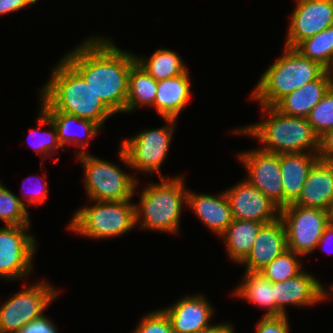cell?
Segmentation results:
<instances>
[{"mask_svg":"<svg viewBox=\"0 0 333 333\" xmlns=\"http://www.w3.org/2000/svg\"><path fill=\"white\" fill-rule=\"evenodd\" d=\"M112 42L110 38L92 36L63 58L114 114L125 113L129 74L137 62L136 54L126 52Z\"/></svg>","mask_w":333,"mask_h":333,"instance_id":"6da1fadb","label":"cell"},{"mask_svg":"<svg viewBox=\"0 0 333 333\" xmlns=\"http://www.w3.org/2000/svg\"><path fill=\"white\" fill-rule=\"evenodd\" d=\"M52 68L49 81L39 91L43 112H64L90 120L100 128L114 115L86 80L64 59Z\"/></svg>","mask_w":333,"mask_h":333,"instance_id":"7a4b0ae2","label":"cell"},{"mask_svg":"<svg viewBox=\"0 0 333 333\" xmlns=\"http://www.w3.org/2000/svg\"><path fill=\"white\" fill-rule=\"evenodd\" d=\"M267 115L261 122L233 130L263 143L260 149L277 154L318 153L320 137L304 117L281 114L273 106H261ZM309 150V151H308Z\"/></svg>","mask_w":333,"mask_h":333,"instance_id":"3957f363","label":"cell"},{"mask_svg":"<svg viewBox=\"0 0 333 333\" xmlns=\"http://www.w3.org/2000/svg\"><path fill=\"white\" fill-rule=\"evenodd\" d=\"M184 181V176L180 175L164 177L161 183L144 187L139 193V204H135V225L145 230L178 234L181 211L187 203Z\"/></svg>","mask_w":333,"mask_h":333,"instance_id":"277c9868","label":"cell"},{"mask_svg":"<svg viewBox=\"0 0 333 333\" xmlns=\"http://www.w3.org/2000/svg\"><path fill=\"white\" fill-rule=\"evenodd\" d=\"M284 53L260 77L251 100L260 106H274L285 95L318 79L326 69L304 57L295 48L284 47Z\"/></svg>","mask_w":333,"mask_h":333,"instance_id":"5b68a950","label":"cell"},{"mask_svg":"<svg viewBox=\"0 0 333 333\" xmlns=\"http://www.w3.org/2000/svg\"><path fill=\"white\" fill-rule=\"evenodd\" d=\"M130 201H93L94 205L85 206L74 213L67 228L94 239L125 234L136 226L135 204Z\"/></svg>","mask_w":333,"mask_h":333,"instance_id":"8992f818","label":"cell"},{"mask_svg":"<svg viewBox=\"0 0 333 333\" xmlns=\"http://www.w3.org/2000/svg\"><path fill=\"white\" fill-rule=\"evenodd\" d=\"M81 150L77 156L84 167V188L91 201L132 200L138 179L117 165Z\"/></svg>","mask_w":333,"mask_h":333,"instance_id":"52a82bcc","label":"cell"},{"mask_svg":"<svg viewBox=\"0 0 333 333\" xmlns=\"http://www.w3.org/2000/svg\"><path fill=\"white\" fill-rule=\"evenodd\" d=\"M164 120L167 123L165 127L143 130L122 140L118 156L127 166L140 173H158L159 178H164L160 167L168 155L177 121L171 118Z\"/></svg>","mask_w":333,"mask_h":333,"instance_id":"ba28073f","label":"cell"},{"mask_svg":"<svg viewBox=\"0 0 333 333\" xmlns=\"http://www.w3.org/2000/svg\"><path fill=\"white\" fill-rule=\"evenodd\" d=\"M44 281L26 287L0 305V333H17L44 316L43 312L59 294V290Z\"/></svg>","mask_w":333,"mask_h":333,"instance_id":"9c48e42d","label":"cell"},{"mask_svg":"<svg viewBox=\"0 0 333 333\" xmlns=\"http://www.w3.org/2000/svg\"><path fill=\"white\" fill-rule=\"evenodd\" d=\"M280 219L286 230L287 249L301 257L317 249L325 228L330 224L327 210L293 203L281 209Z\"/></svg>","mask_w":333,"mask_h":333,"instance_id":"30bf717a","label":"cell"},{"mask_svg":"<svg viewBox=\"0 0 333 333\" xmlns=\"http://www.w3.org/2000/svg\"><path fill=\"white\" fill-rule=\"evenodd\" d=\"M30 225L0 227V277L6 280L25 278L32 272L36 252ZM30 234V235H29Z\"/></svg>","mask_w":333,"mask_h":333,"instance_id":"8fae6325","label":"cell"},{"mask_svg":"<svg viewBox=\"0 0 333 333\" xmlns=\"http://www.w3.org/2000/svg\"><path fill=\"white\" fill-rule=\"evenodd\" d=\"M248 172L247 181L258 188L280 209L284 208V188L280 171V154L260 148L238 153Z\"/></svg>","mask_w":333,"mask_h":333,"instance_id":"7c38bea8","label":"cell"},{"mask_svg":"<svg viewBox=\"0 0 333 333\" xmlns=\"http://www.w3.org/2000/svg\"><path fill=\"white\" fill-rule=\"evenodd\" d=\"M285 45L296 48L302 41L333 25V0H296Z\"/></svg>","mask_w":333,"mask_h":333,"instance_id":"4fadbf2b","label":"cell"},{"mask_svg":"<svg viewBox=\"0 0 333 333\" xmlns=\"http://www.w3.org/2000/svg\"><path fill=\"white\" fill-rule=\"evenodd\" d=\"M237 220L268 224L280 218L281 209L246 179L225 190Z\"/></svg>","mask_w":333,"mask_h":333,"instance_id":"5bb4252c","label":"cell"},{"mask_svg":"<svg viewBox=\"0 0 333 333\" xmlns=\"http://www.w3.org/2000/svg\"><path fill=\"white\" fill-rule=\"evenodd\" d=\"M211 305L204 296L193 294L162 310L174 333H207L215 327L209 322L214 315Z\"/></svg>","mask_w":333,"mask_h":333,"instance_id":"9a60e30c","label":"cell"},{"mask_svg":"<svg viewBox=\"0 0 333 333\" xmlns=\"http://www.w3.org/2000/svg\"><path fill=\"white\" fill-rule=\"evenodd\" d=\"M272 286L276 308L283 315H287L286 305L308 307L327 298L326 288L313 274L311 275L306 271L283 282H272Z\"/></svg>","mask_w":333,"mask_h":333,"instance_id":"2e32d148","label":"cell"},{"mask_svg":"<svg viewBox=\"0 0 333 333\" xmlns=\"http://www.w3.org/2000/svg\"><path fill=\"white\" fill-rule=\"evenodd\" d=\"M286 250V230L279 218L261 227L250 252L240 264H245V271L259 272Z\"/></svg>","mask_w":333,"mask_h":333,"instance_id":"e0dca14e","label":"cell"},{"mask_svg":"<svg viewBox=\"0 0 333 333\" xmlns=\"http://www.w3.org/2000/svg\"><path fill=\"white\" fill-rule=\"evenodd\" d=\"M186 204L217 236H221L234 220L225 191L215 196L188 191Z\"/></svg>","mask_w":333,"mask_h":333,"instance_id":"ac0fdd59","label":"cell"},{"mask_svg":"<svg viewBox=\"0 0 333 333\" xmlns=\"http://www.w3.org/2000/svg\"><path fill=\"white\" fill-rule=\"evenodd\" d=\"M332 85L330 71L326 70L318 79L285 95L273 107L286 116L307 118Z\"/></svg>","mask_w":333,"mask_h":333,"instance_id":"d6986e66","label":"cell"},{"mask_svg":"<svg viewBox=\"0 0 333 333\" xmlns=\"http://www.w3.org/2000/svg\"><path fill=\"white\" fill-rule=\"evenodd\" d=\"M333 200V163L318 160L311 168L298 199L302 207L329 210Z\"/></svg>","mask_w":333,"mask_h":333,"instance_id":"ffe728a7","label":"cell"},{"mask_svg":"<svg viewBox=\"0 0 333 333\" xmlns=\"http://www.w3.org/2000/svg\"><path fill=\"white\" fill-rule=\"evenodd\" d=\"M188 71L179 76L157 81L154 108L163 119L177 120L178 115L190 101L192 95Z\"/></svg>","mask_w":333,"mask_h":333,"instance_id":"44dd1931","label":"cell"},{"mask_svg":"<svg viewBox=\"0 0 333 333\" xmlns=\"http://www.w3.org/2000/svg\"><path fill=\"white\" fill-rule=\"evenodd\" d=\"M318 160V153L280 154L284 207L298 199L311 168Z\"/></svg>","mask_w":333,"mask_h":333,"instance_id":"7402d4cb","label":"cell"},{"mask_svg":"<svg viewBox=\"0 0 333 333\" xmlns=\"http://www.w3.org/2000/svg\"><path fill=\"white\" fill-rule=\"evenodd\" d=\"M242 281L233 292L235 296L259 307H265L267 312L263 316L283 315L276 308L274 288L270 280L260 272L245 271Z\"/></svg>","mask_w":333,"mask_h":333,"instance_id":"603a6c76","label":"cell"},{"mask_svg":"<svg viewBox=\"0 0 333 333\" xmlns=\"http://www.w3.org/2000/svg\"><path fill=\"white\" fill-rule=\"evenodd\" d=\"M44 113L50 118L56 128L58 141L62 146V149H64L66 144L76 145L82 149L88 148L87 146H89V141L93 139V137H95L101 129L96 123L90 120L78 118L75 115L64 112ZM73 125H76L79 128V131H81L86 138L84 136L83 138L79 136L78 132L75 133Z\"/></svg>","mask_w":333,"mask_h":333,"instance_id":"cb8c5ba5","label":"cell"},{"mask_svg":"<svg viewBox=\"0 0 333 333\" xmlns=\"http://www.w3.org/2000/svg\"><path fill=\"white\" fill-rule=\"evenodd\" d=\"M264 223L251 220H237L227 227L221 235L225 241L228 255L235 263H241L250 252L257 234Z\"/></svg>","mask_w":333,"mask_h":333,"instance_id":"d4e9b609","label":"cell"},{"mask_svg":"<svg viewBox=\"0 0 333 333\" xmlns=\"http://www.w3.org/2000/svg\"><path fill=\"white\" fill-rule=\"evenodd\" d=\"M157 92V81L137 62L131 67L125 113L139 106H153Z\"/></svg>","mask_w":333,"mask_h":333,"instance_id":"484cf974","label":"cell"},{"mask_svg":"<svg viewBox=\"0 0 333 333\" xmlns=\"http://www.w3.org/2000/svg\"><path fill=\"white\" fill-rule=\"evenodd\" d=\"M136 61L156 81L179 76L188 70L177 53L165 48L156 50L149 59L136 56Z\"/></svg>","mask_w":333,"mask_h":333,"instance_id":"4316f807","label":"cell"},{"mask_svg":"<svg viewBox=\"0 0 333 333\" xmlns=\"http://www.w3.org/2000/svg\"><path fill=\"white\" fill-rule=\"evenodd\" d=\"M295 49L329 71L333 66V25L302 41Z\"/></svg>","mask_w":333,"mask_h":333,"instance_id":"83f0119b","label":"cell"},{"mask_svg":"<svg viewBox=\"0 0 333 333\" xmlns=\"http://www.w3.org/2000/svg\"><path fill=\"white\" fill-rule=\"evenodd\" d=\"M26 207L23 199L2 185L0 180V220L9 226L30 225Z\"/></svg>","mask_w":333,"mask_h":333,"instance_id":"f1b7e54d","label":"cell"},{"mask_svg":"<svg viewBox=\"0 0 333 333\" xmlns=\"http://www.w3.org/2000/svg\"><path fill=\"white\" fill-rule=\"evenodd\" d=\"M298 256L301 255L287 249L259 272L271 282H283L296 277L303 272Z\"/></svg>","mask_w":333,"mask_h":333,"instance_id":"f546056e","label":"cell"},{"mask_svg":"<svg viewBox=\"0 0 333 333\" xmlns=\"http://www.w3.org/2000/svg\"><path fill=\"white\" fill-rule=\"evenodd\" d=\"M38 122L39 127L37 129L30 130L29 136L32 137L30 138L33 140L35 138L36 140H34V143L32 142L30 144H32V147L34 148L36 154L40 156L43 155V159H45L47 156H51V154L54 155L56 149H61L62 146L58 141L57 131L53 122L41 109L39 111ZM47 125L51 128L50 131H41V126L43 127Z\"/></svg>","mask_w":333,"mask_h":333,"instance_id":"4dcf8cb0","label":"cell"},{"mask_svg":"<svg viewBox=\"0 0 333 333\" xmlns=\"http://www.w3.org/2000/svg\"><path fill=\"white\" fill-rule=\"evenodd\" d=\"M307 119L319 137L333 129V85L313 107Z\"/></svg>","mask_w":333,"mask_h":333,"instance_id":"1f68e13d","label":"cell"},{"mask_svg":"<svg viewBox=\"0 0 333 333\" xmlns=\"http://www.w3.org/2000/svg\"><path fill=\"white\" fill-rule=\"evenodd\" d=\"M132 333H174L169 318L162 309L145 315Z\"/></svg>","mask_w":333,"mask_h":333,"instance_id":"d6a6232c","label":"cell"},{"mask_svg":"<svg viewBox=\"0 0 333 333\" xmlns=\"http://www.w3.org/2000/svg\"><path fill=\"white\" fill-rule=\"evenodd\" d=\"M256 333H289L287 315L263 316L256 324Z\"/></svg>","mask_w":333,"mask_h":333,"instance_id":"836d02e7","label":"cell"},{"mask_svg":"<svg viewBox=\"0 0 333 333\" xmlns=\"http://www.w3.org/2000/svg\"><path fill=\"white\" fill-rule=\"evenodd\" d=\"M17 333H59L56 326L45 315L32 321Z\"/></svg>","mask_w":333,"mask_h":333,"instance_id":"e575fe53","label":"cell"},{"mask_svg":"<svg viewBox=\"0 0 333 333\" xmlns=\"http://www.w3.org/2000/svg\"><path fill=\"white\" fill-rule=\"evenodd\" d=\"M318 156L322 161L333 163V129L320 137Z\"/></svg>","mask_w":333,"mask_h":333,"instance_id":"d590c367","label":"cell"},{"mask_svg":"<svg viewBox=\"0 0 333 333\" xmlns=\"http://www.w3.org/2000/svg\"><path fill=\"white\" fill-rule=\"evenodd\" d=\"M31 178H29L30 180ZM42 182L38 183L37 186H35V188L33 187V192L30 191V192H26L25 195H27L26 198H24L25 200H27L29 203H27L28 207L30 206V204L32 205H36V204H44L47 197H48V190H49V186L47 184V181L45 182V180H41ZM36 183V182H35ZM25 193V192H24Z\"/></svg>","mask_w":333,"mask_h":333,"instance_id":"8d00e7d4","label":"cell"},{"mask_svg":"<svg viewBox=\"0 0 333 333\" xmlns=\"http://www.w3.org/2000/svg\"><path fill=\"white\" fill-rule=\"evenodd\" d=\"M36 2L37 0H0V15L15 12L24 7L28 8V5Z\"/></svg>","mask_w":333,"mask_h":333,"instance_id":"74e56055","label":"cell"},{"mask_svg":"<svg viewBox=\"0 0 333 333\" xmlns=\"http://www.w3.org/2000/svg\"><path fill=\"white\" fill-rule=\"evenodd\" d=\"M333 243V223H330L324 230V233L322 234L319 243L317 244V247H321L322 250H326L324 246L330 248V245ZM327 244V245H326ZM332 246V245H331ZM329 251V253H332L333 250H326Z\"/></svg>","mask_w":333,"mask_h":333,"instance_id":"f35d334b","label":"cell"},{"mask_svg":"<svg viewBox=\"0 0 333 333\" xmlns=\"http://www.w3.org/2000/svg\"><path fill=\"white\" fill-rule=\"evenodd\" d=\"M207 333H235L234 327L229 323L216 324L213 329Z\"/></svg>","mask_w":333,"mask_h":333,"instance_id":"ab89813d","label":"cell"},{"mask_svg":"<svg viewBox=\"0 0 333 333\" xmlns=\"http://www.w3.org/2000/svg\"><path fill=\"white\" fill-rule=\"evenodd\" d=\"M328 215H329L330 223H333V200H332V203H331L330 208L328 210Z\"/></svg>","mask_w":333,"mask_h":333,"instance_id":"60d3db41","label":"cell"},{"mask_svg":"<svg viewBox=\"0 0 333 333\" xmlns=\"http://www.w3.org/2000/svg\"><path fill=\"white\" fill-rule=\"evenodd\" d=\"M329 71H330V74H331V79H332V84H333V66L331 67V69Z\"/></svg>","mask_w":333,"mask_h":333,"instance_id":"b9f144b4","label":"cell"},{"mask_svg":"<svg viewBox=\"0 0 333 333\" xmlns=\"http://www.w3.org/2000/svg\"><path fill=\"white\" fill-rule=\"evenodd\" d=\"M329 287H330L331 291H328V292H327V297L330 295V294H328L329 292H330V293H331V292L333 293V284H332L331 286H329Z\"/></svg>","mask_w":333,"mask_h":333,"instance_id":"7bdbcfd3","label":"cell"}]
</instances>
